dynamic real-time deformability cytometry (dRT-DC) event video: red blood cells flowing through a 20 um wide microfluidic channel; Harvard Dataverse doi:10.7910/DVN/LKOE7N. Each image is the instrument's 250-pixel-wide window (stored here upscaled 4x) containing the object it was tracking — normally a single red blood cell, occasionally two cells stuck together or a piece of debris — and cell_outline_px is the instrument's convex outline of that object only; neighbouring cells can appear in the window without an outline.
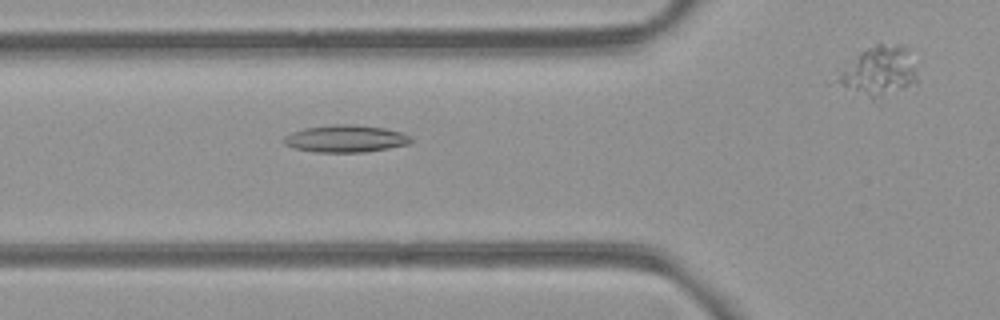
{"species": "common noctule bat (a hibernating species)", "species_latin": "Nyctalus noctula", "temperature_condition": "room temperature", "stored_images_in_passage": 7, "segment_of_instrument_passage": [1, 2], "camera_frame_rate_fps": 3000, "um_per_image_px": 0.085, "animal": {"sex": "female", "body_mass_g": 21.9}, "frame": {"image": 1, "passage_image": 6, "time_ms": 6.333, "image_size_px": [1000, 320], "cell_outline_px": [[412, 140], [408, 144], [368, 152], [316, 152], [296, 148], [284, 144], [284, 136], [292, 132], [308, 128], [332, 124], [352, 124], [384, 128], [400, 132], [408, 136]], "centroid_in_image_um": [29.37, 11.79], "position_along_channel_um": 96.4, "area_um2": 19.88}}